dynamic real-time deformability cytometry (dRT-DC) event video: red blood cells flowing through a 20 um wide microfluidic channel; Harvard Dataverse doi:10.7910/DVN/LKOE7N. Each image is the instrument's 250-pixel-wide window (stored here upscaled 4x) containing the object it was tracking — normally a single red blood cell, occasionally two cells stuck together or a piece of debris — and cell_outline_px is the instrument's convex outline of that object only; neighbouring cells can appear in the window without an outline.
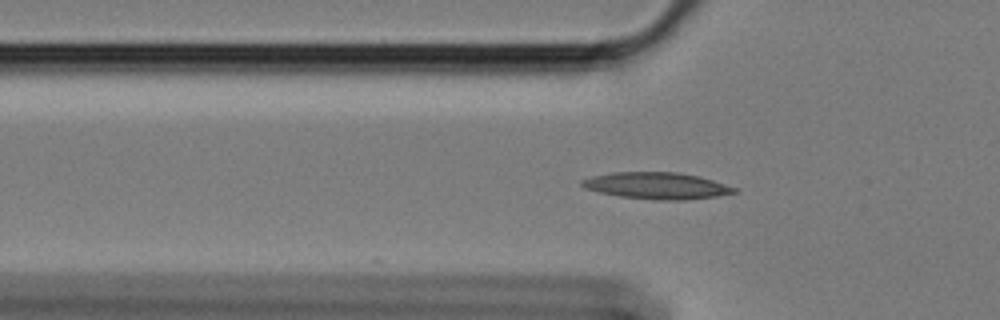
{"species": "Egyptian fruit bat (a non-hibernating species)", "species_latin": "Rousettus aegyptiacus", "temperature_condition": "cold", "stored_images_in_passage": 49, "camera_frame_rate_fps": 3000, "um_per_image_px": 0.085, "animal": {"sex": "female"}, "frame": {"image": 1, "passage_image": 8, "time_ms": 2.333, "image_size_px": [1000, 320], "cell_outline_px": [[736, 192], [716, 196], [684, 200], [656, 200], [620, 196], [600, 192], [584, 188], [580, 184], [580, 180], [592, 176], [612, 172], [676, 172], [696, 176], [712, 180], [736, 188]], "centroid_in_image_um": [55.77, 15.78], "position_along_channel_um": 70.0, "area_um2": 23.41}}
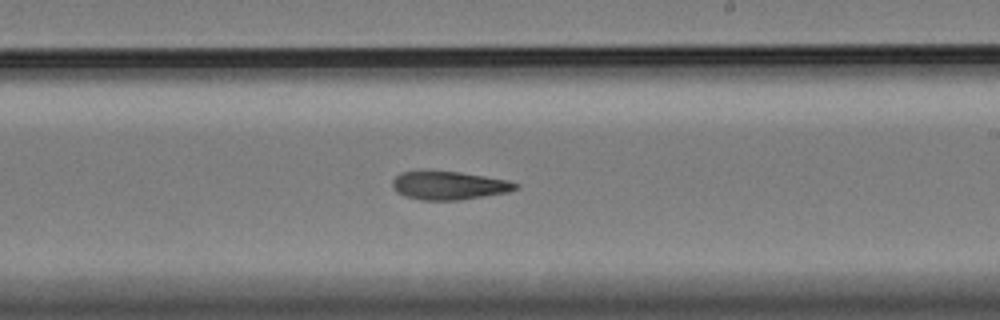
{"frame": {"image": 2, "passage_image": 24, "time_ms": 7.667, "image_size_px": [1000, 320], "cell_outline_px": [[520, 188], [508, 192], [460, 200], [420, 200], [404, 196], [396, 192], [392, 184], [392, 180], [400, 172], [460, 172], [508, 180], [520, 184]], "centroid_in_image_um": [38.19, 15.78], "position_along_channel_um": 250.8, "area_um2": 20.23}}
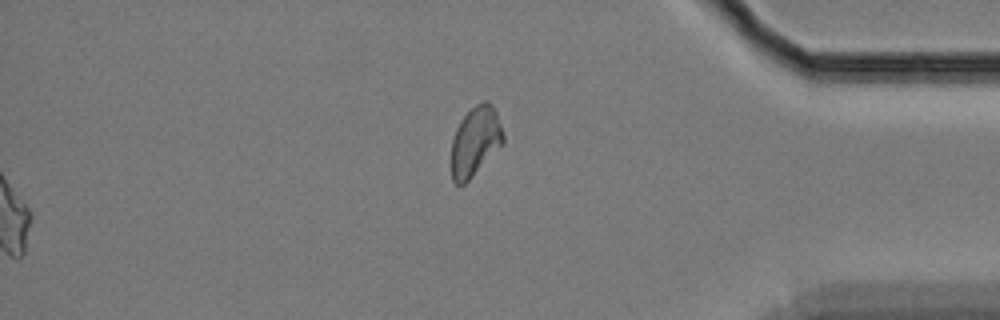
{"frame": {"image": 3, "passage_image": 49, "time_ms": 16.0, "image_size_px": [1000, 320], "cell_outline_px": [[504, 144], [464, 184], [456, 184], [452, 180], [452, 140], [456, 128], [460, 120], [476, 104], [484, 100], [488, 100], [492, 104], [496, 112], [504, 136]], "centroid_in_image_um": [40.41, 12.0], "position_along_channel_um": 394.8, "area_um2": 20.87}}